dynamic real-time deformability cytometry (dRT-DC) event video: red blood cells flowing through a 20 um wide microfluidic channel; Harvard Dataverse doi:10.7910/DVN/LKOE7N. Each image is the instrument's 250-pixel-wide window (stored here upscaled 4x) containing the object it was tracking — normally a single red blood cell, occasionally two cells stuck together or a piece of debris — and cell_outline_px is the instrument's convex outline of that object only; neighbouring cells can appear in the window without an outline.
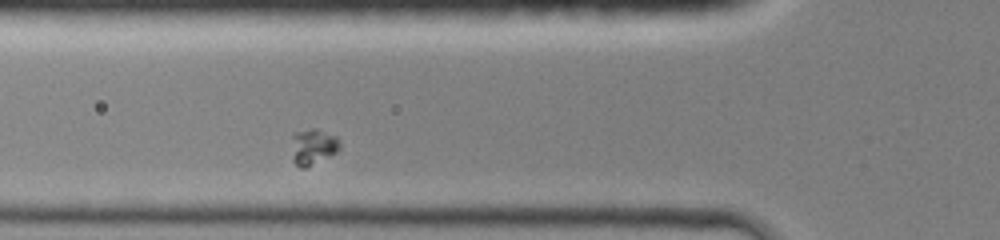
{"species": "common noctule bat (a hibernating species)", "species_latin": "Nyctalus noctula", "temperature_condition": "room temperature", "stored_images_in_passage": 30, "segment_of_instrument_passage": [1, 2], "camera_frame_rate_fps": 3000, "um_per_image_px": 0.085, "animal": {"sex": "female", "body_mass_g": 19.0, "forearm_length_mm": 51.5}, "frame": {"image": 1, "passage_image": 5, "time_ms": 1.333, "image_size_px": [1000, 240], "cell_outline_px": [[340, 148], [336, 152], [304, 168], [300, 168], [292, 160], [292, 132], [312, 128], [316, 128], [336, 136], [340, 144]], "centroid_in_image_um": [26.57, 12.44], "position_along_channel_um": 99.2, "area_um2": 10.06}}
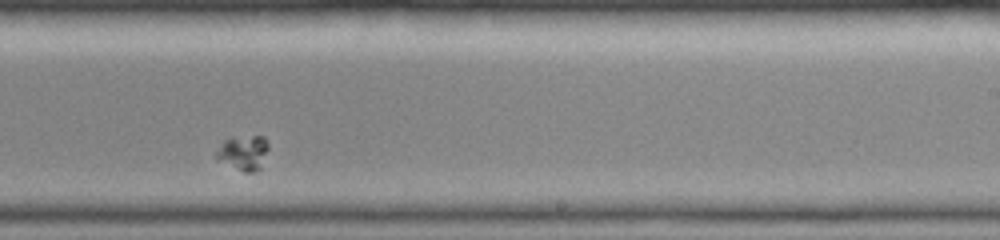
{"frame": {"image": 2, "passage_image": 18, "time_ms": 5.667, "image_size_px": [1000, 240], "cell_outline_px": [[268, 148], [260, 168], [256, 172], [244, 172], [216, 160], [216, 152], [224, 140], [252, 136], [264, 136], [268, 144]], "centroid_in_image_um": [20.69, 13.01], "position_along_channel_um": 268.3, "area_um2": 10.35}}
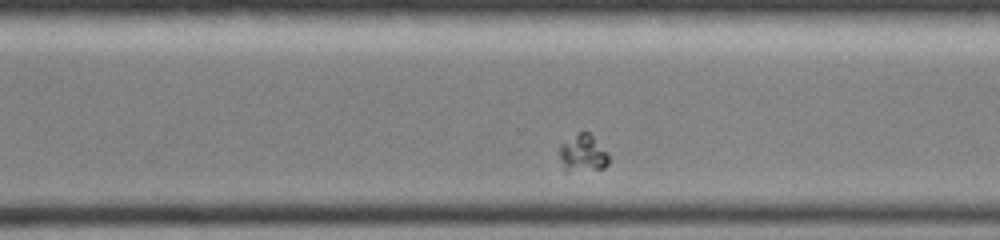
{"frame": {"image": 3, "passage_image": 22, "time_ms": 7.0, "image_size_px": [1000, 240], "cell_outline_px": [[608, 164], [604, 168], [568, 172], [564, 172], [560, 160], [560, 144], [580, 132], [588, 132], [608, 152]], "centroid_in_image_um": [49.53, 13.06], "position_along_channel_um": 321.1, "area_um2": 10.69}}